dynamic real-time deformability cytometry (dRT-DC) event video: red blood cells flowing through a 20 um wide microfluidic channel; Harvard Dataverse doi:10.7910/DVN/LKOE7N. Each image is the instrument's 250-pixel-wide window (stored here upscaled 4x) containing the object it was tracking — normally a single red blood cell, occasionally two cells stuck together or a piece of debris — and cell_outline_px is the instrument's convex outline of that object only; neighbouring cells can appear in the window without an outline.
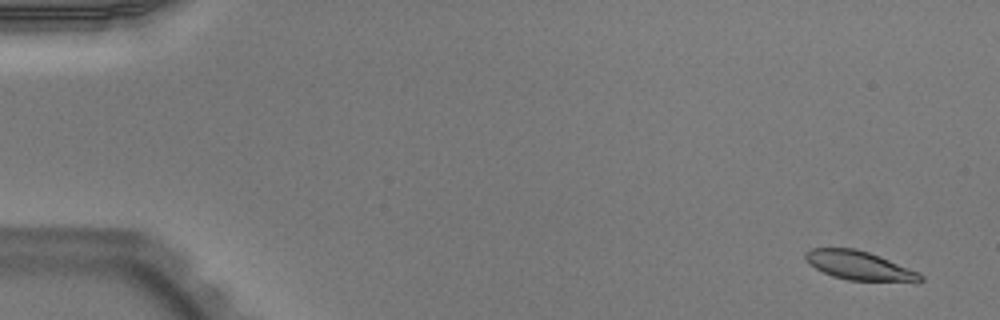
{"species": "Egyptian fruit bat (a non-hibernating species)", "species_latin": "Rousettus aegyptiacus", "temperature_condition": "warm", "stored_images_in_passage": 53, "camera_frame_rate_fps": 3000, "um_per_image_px": 0.085, "animal": {"sex": "male"}, "frame": {"image": 1, "passage_image": 3, "time_ms": 0.667, "image_size_px": [1000, 320], "cell_outline_px": [[924, 280], [916, 284], [848, 280], [832, 276], [816, 268], [804, 256], [804, 252], [812, 248], [856, 248], [880, 256], [920, 272], [924, 276]], "centroid_in_image_um": [73.19, 22.62], "position_along_channel_um": 11.8, "area_um2": 19.94}}
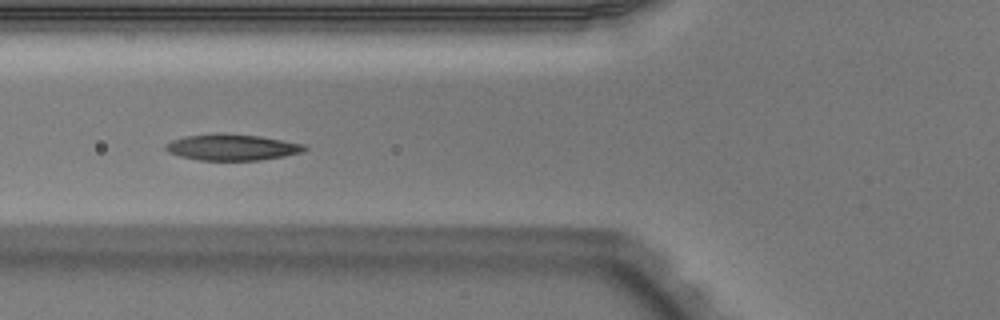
{"frame": {"image": 2, "passage_image": 21, "time_ms": 6.667, "image_size_px": [1000, 320], "cell_outline_px": [[308, 148], [304, 152], [284, 156], [260, 160], [200, 160], [180, 156], [168, 152], [164, 148], [164, 144], [172, 140], [184, 136], [216, 132], [220, 132], [260, 136], [304, 144]], "centroid_in_image_um": [19.7, 12.5], "position_along_channel_um": 106.1, "area_um2": 21.44}}
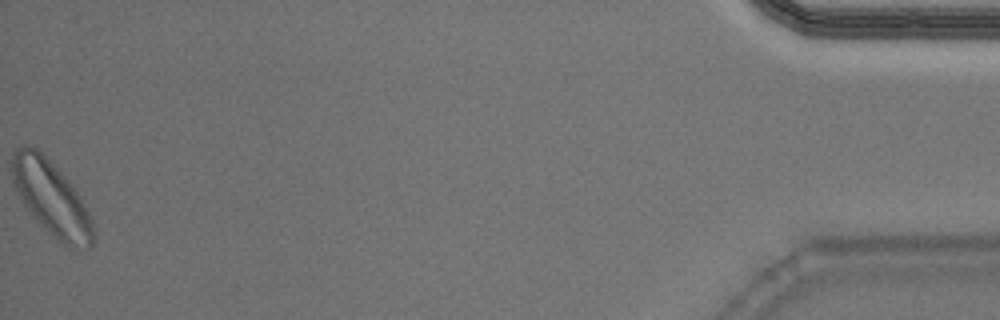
{"frame": {"image": 3, "passage_image": 53, "time_ms": 17.333, "image_size_px": [1000, 320], "cell_outline_px": [[96, 236], [92, 244], [88, 248], [68, 248], [40, 224], [32, 216], [24, 204], [12, 180], [12, 156], [16, 148], [24, 144], [28, 144], [36, 148], [60, 172], [80, 196], [88, 212]], "centroid_in_image_um": [4.36, 16.86], "position_along_channel_um": 430.8, "area_um2": 34.62}, "authors_computed_cell_mechanics": {"area_um2": 20.808, "velocity_mm_per_s": 3.9073, "shape_relaxation_time_tau1_ms": 2.3072, "shape_relaxation_time_tau2_ms": 4.853, "deformation_change_tau1": 0.1293, "deformation_change_tau2": 0.1188}}